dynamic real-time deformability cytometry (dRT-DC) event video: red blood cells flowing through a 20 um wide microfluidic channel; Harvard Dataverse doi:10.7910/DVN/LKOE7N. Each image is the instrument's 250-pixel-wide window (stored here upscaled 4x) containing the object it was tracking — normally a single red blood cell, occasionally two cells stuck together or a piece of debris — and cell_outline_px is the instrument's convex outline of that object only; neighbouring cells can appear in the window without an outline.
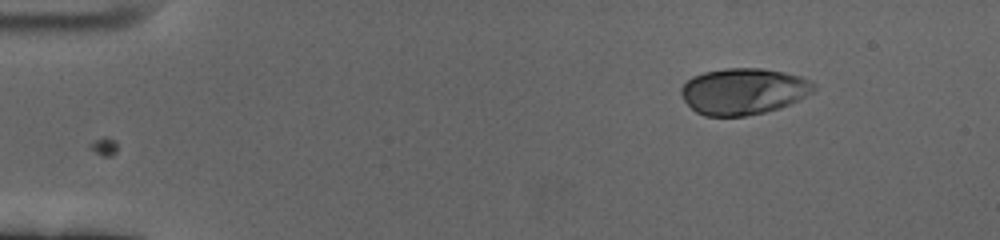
{"species": "human", "species_latin": "Homo sapiens", "temperature_condition": "cold", "stored_images_in_passage": 31, "camera_frame_rate_fps": 3000, "um_per_image_px": 0.085, "donor": {"sex": "female"}, "frame": {"image": 1, "passage_image": 1, "time_ms": 0.0, "image_size_px": [1000, 240], "cell_outline_px": [[816, 88], [812, 92], [780, 108], [764, 112], [744, 116], [704, 116], [696, 112], [684, 100], [680, 92], [680, 88], [692, 76], [704, 72], [728, 68], [764, 68], [784, 72], [800, 76], [816, 84]], "centroid_in_image_um": [63.17, 7.75], "position_along_channel_um": 21.8, "area_um2": 35.72}}
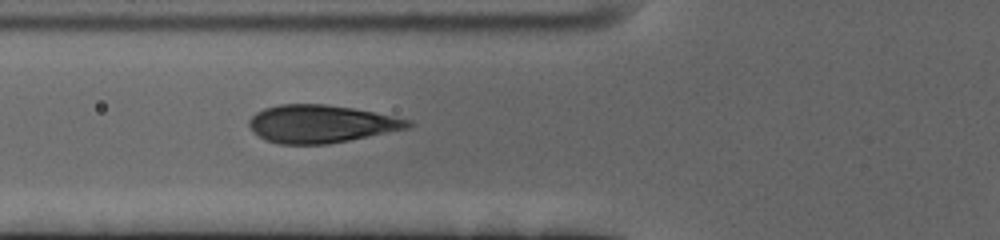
{"frame": {"image": 2, "passage_image": 16, "time_ms": 5.0, "image_size_px": [1000, 240], "cell_outline_px": [[416, 124], [408, 128], [328, 144], [280, 144], [264, 140], [248, 124], [248, 120], [256, 112], [264, 108], [280, 104], [324, 104], [352, 108], [412, 120]], "centroid_in_image_um": [27.28, 10.52], "position_along_channel_um": 98.5, "area_um2": 34.74}}
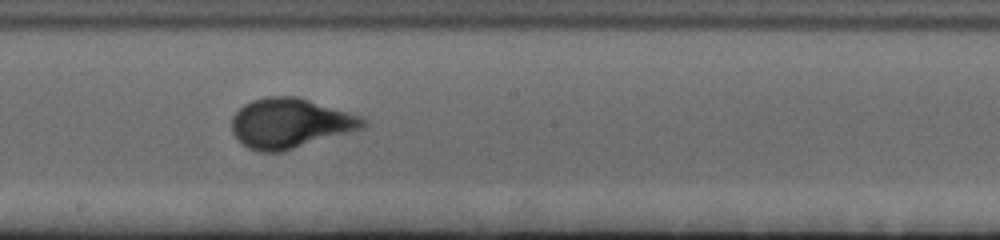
{"frame": {"image": 3, "passage_image": 27, "time_ms": 8.667, "image_size_px": [1000, 240], "cell_outline_px": [[368, 124], [364, 128], [280, 152], [260, 152], [248, 148], [240, 144], [232, 132], [232, 116], [244, 104], [252, 100], [268, 96], [296, 96], [360, 116], [368, 120]], "centroid_in_image_um": [24.63, 10.48], "position_along_channel_um": 223.6, "area_um2": 37.97}}